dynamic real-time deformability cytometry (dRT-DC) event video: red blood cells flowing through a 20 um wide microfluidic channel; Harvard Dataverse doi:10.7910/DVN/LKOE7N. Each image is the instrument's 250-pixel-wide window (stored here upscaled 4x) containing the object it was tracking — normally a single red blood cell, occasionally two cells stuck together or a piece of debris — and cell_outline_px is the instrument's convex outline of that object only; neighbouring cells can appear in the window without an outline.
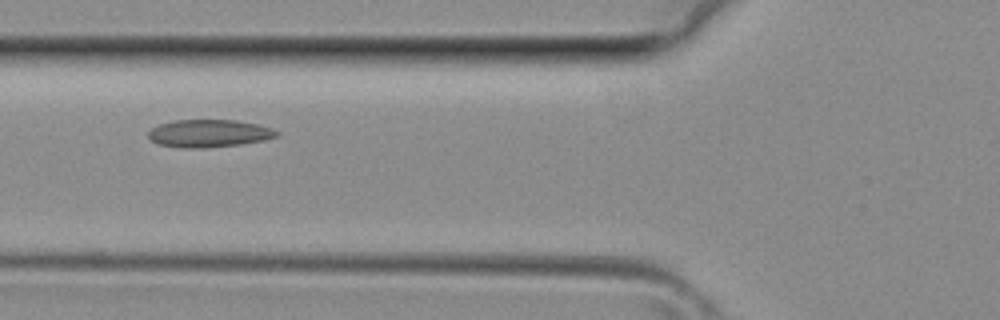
{"species": "common noctule bat (a hibernating species)", "species_latin": "Nyctalus noctula", "temperature_condition": "room temperature", "stored_images_in_passage": 37, "camera_frame_rate_fps": 3000, "um_per_image_px": 0.085, "animal": {"sex": "female", "body_mass_g": 29.2, "forearm_length_mm": 56.3}, "frame": {"image": 1, "passage_image": 13, "time_ms": 4.0, "image_size_px": [1000, 320], "cell_outline_px": [[280, 136], [264, 140], [240, 144], [196, 148], [180, 148], [160, 144], [152, 140], [148, 136], [148, 132], [152, 128], [160, 124], [176, 120], [236, 120], [260, 124], [272, 128], [280, 132]], "centroid_in_image_um": [17.82, 11.33], "position_along_channel_um": 108.0, "area_um2": 20.63}}
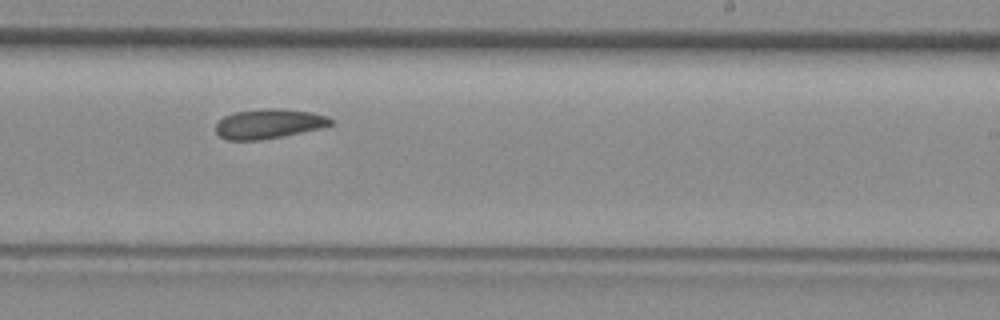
{"frame": {"image": 2, "passage_image": 22, "time_ms": 7.0, "image_size_px": [1000, 320], "cell_outline_px": [[332, 124], [324, 128], [284, 136], [260, 140], [228, 140], [220, 136], [216, 132], [216, 124], [224, 116], [232, 112], [260, 108], [280, 108], [312, 112], [328, 116], [332, 120]], "centroid_in_image_um": [22.87, 10.51], "position_along_channel_um": 266.1, "area_um2": 20.17}}
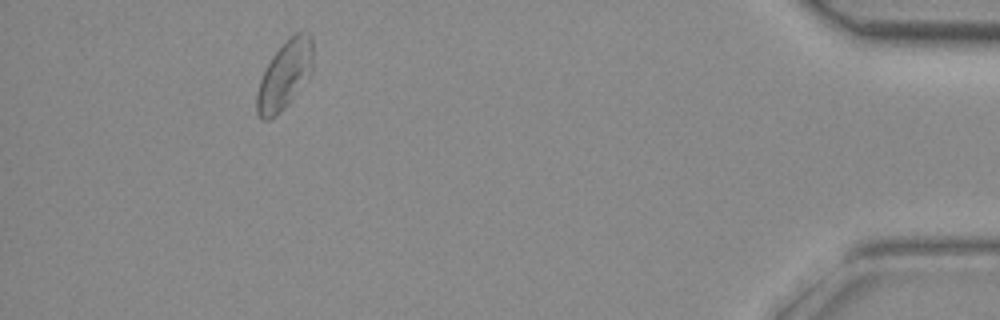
{"frame": {"image": 3, "passage_image": 34, "time_ms": 11.0, "image_size_px": [1000, 320], "cell_outline_px": [[312, 72], [288, 104], [276, 116], [268, 120], [264, 120], [256, 112], [256, 96], [260, 80], [272, 56], [296, 32], [300, 32], [312, 36]], "centroid_in_image_um": [24.19, 6.43], "position_along_channel_um": 411.0, "area_um2": 21.85}}